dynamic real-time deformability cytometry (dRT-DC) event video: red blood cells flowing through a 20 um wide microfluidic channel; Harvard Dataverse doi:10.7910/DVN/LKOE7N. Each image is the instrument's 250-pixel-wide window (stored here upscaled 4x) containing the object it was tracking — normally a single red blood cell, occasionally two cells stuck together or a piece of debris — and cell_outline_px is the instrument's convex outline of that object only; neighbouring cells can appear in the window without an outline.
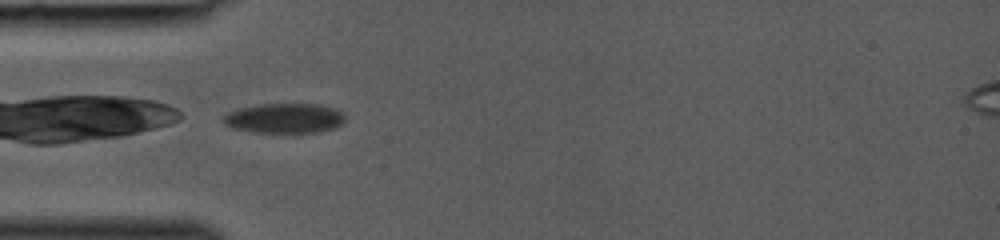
{"species": "common noctule bat (a hibernating species)", "species_latin": "Nyctalus noctula", "temperature_condition": "room temperature", "stored_images_in_passage": 29, "camera_frame_rate_fps": 3000, "um_per_image_px": 0.085, "animal": {"sex": "female", "body_mass_g": 19.0, "forearm_length_mm": 53.3}, "frame": {"image": 1, "passage_image": 1, "time_ms": 0.0, "image_size_px": [1000, 240], "cell_outline_px": [[344, 120], [336, 128], [320, 132], [252, 132], [232, 128], [224, 124], [220, 120], [228, 112], [240, 108], [260, 104], [320, 104], [336, 108], [344, 112]], "centroid_in_image_um": [24.19, 10.05], "position_along_channel_um": 60.8, "area_um2": 21.39}}
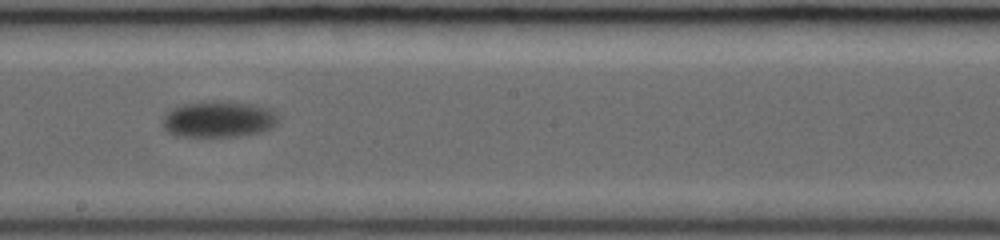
{"frame": {"image": 2, "passage_image": 12, "time_ms": 3.667, "image_size_px": [1000, 240], "cell_outline_px": [[276, 124], [272, 128], [260, 132], [236, 136], [176, 136], [168, 132], [164, 128], [164, 116], [172, 108], [180, 104], [220, 100], [252, 104], [268, 108], [276, 112]], "centroid_in_image_um": [18.57, 10.12], "position_along_channel_um": 229.6, "area_um2": 24.33}}
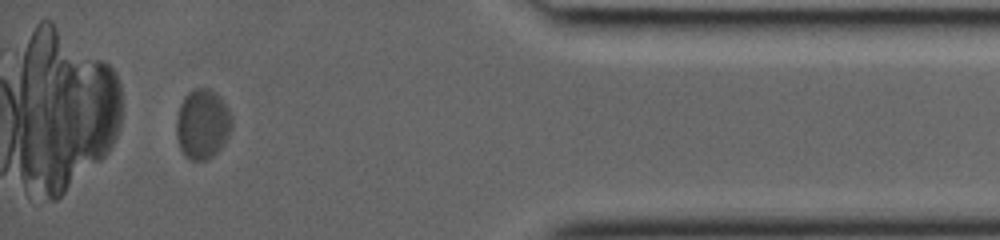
{"frame": {"image": 3, "passage_image": 26, "time_ms": 8.333, "image_size_px": [1000, 240], "cell_outline_px": [[232, 128], [224, 144], [212, 156], [204, 160], [192, 160], [184, 156], [180, 148], [176, 136], [176, 120], [180, 104], [184, 96], [192, 88], [208, 88], [216, 92], [220, 96], [228, 108], [232, 116]], "centroid_in_image_um": [17.21, 10.52], "position_along_channel_um": 418.0, "area_um2": 22.83}}